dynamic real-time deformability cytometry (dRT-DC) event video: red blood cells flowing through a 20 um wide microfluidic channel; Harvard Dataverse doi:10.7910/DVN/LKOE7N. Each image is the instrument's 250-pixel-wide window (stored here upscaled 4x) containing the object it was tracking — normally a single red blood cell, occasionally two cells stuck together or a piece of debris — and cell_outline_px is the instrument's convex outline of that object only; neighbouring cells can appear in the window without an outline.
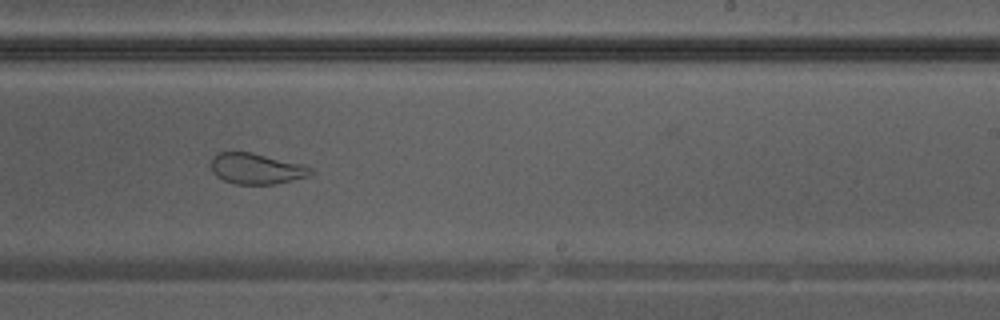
{"species": "Egyptian fruit bat (a non-hibernating species)", "species_latin": "Rousettus aegyptiacus", "temperature_condition": "warm", "stored_images_in_passage": 29, "camera_frame_rate_fps": 3000, "um_per_image_px": 0.085, "animal": {"sex": "male"}, "frame": {"image": 1, "passage_image": 13, "time_ms": 4.0, "image_size_px": [1000, 320], "cell_outline_px": [[316, 172], [308, 176], [292, 180], [272, 184], [236, 184], [224, 180], [216, 176], [212, 172], [212, 156], [220, 152], [252, 152], [304, 164], [312, 168]], "centroid_in_image_um": [21.82, 14.33], "position_along_channel_um": 267.2, "area_um2": 17.98}}
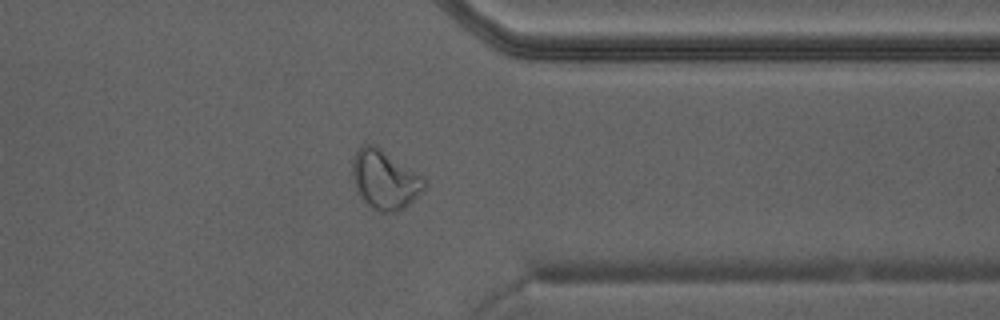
{"frame": {"image": 2, "passage_image": 20, "time_ms": 6.333, "image_size_px": [1000, 320], "cell_outline_px": [[424, 192], [404, 208], [396, 212], [380, 212], [368, 204], [356, 192], [352, 176], [352, 164], [356, 148], [360, 144], [376, 144], [420, 176], [424, 180]], "centroid_in_image_um": [32.66, 15.26], "position_along_channel_um": 378.7, "area_um2": 24.68}}
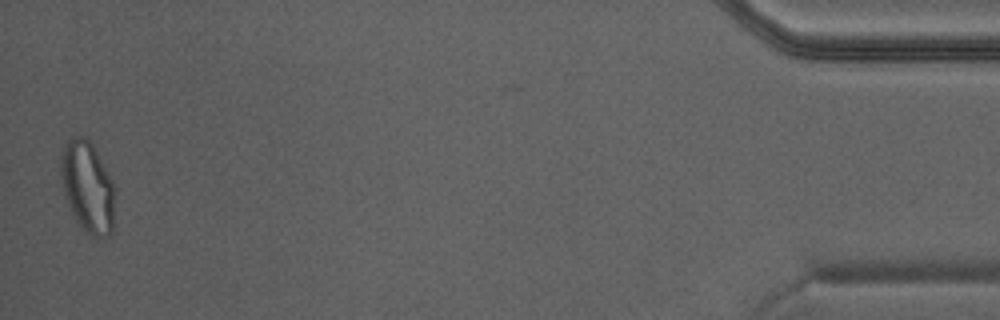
{"frame": {"image": 3, "passage_image": 28, "time_ms": 9.0, "image_size_px": [1000, 320], "cell_outline_px": [[112, 232], [108, 236], [92, 236], [84, 232], [76, 220], [64, 196], [60, 176], [60, 156], [64, 144], [72, 136], [84, 136], [92, 144], [112, 180]], "centroid_in_image_um": [7.38, 15.86], "position_along_channel_um": 427.8, "area_um2": 28.32}}